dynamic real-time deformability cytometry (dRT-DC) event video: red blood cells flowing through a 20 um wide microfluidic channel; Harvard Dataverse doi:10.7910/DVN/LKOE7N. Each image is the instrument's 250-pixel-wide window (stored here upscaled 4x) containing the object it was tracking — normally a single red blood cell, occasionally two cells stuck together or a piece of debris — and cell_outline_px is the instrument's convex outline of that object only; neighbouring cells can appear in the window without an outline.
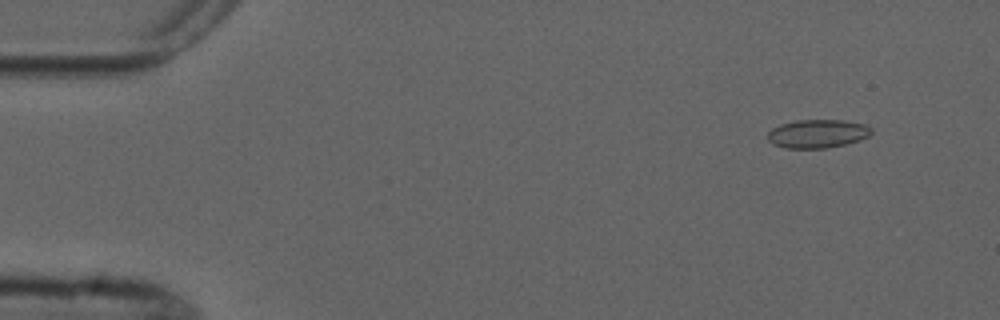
{"species": "common noctule bat (a hibernating species)", "species_latin": "Nyctalus noctula", "temperature_condition": "cold", "stored_images_in_passage": 5, "camera_frame_rate_fps": 3000, "um_per_image_px": 0.085, "animal": {"sex": "male", "forearm_length_mm": 52.5}, "frame": {"image": 1, "passage_image": 2, "time_ms": 1.0, "image_size_px": [1000, 320], "cell_outline_px": [[872, 132], [868, 136], [860, 140], [844, 144], [824, 148], [784, 148], [772, 144], [768, 140], [768, 132], [772, 128], [780, 124], [796, 120], [844, 120], [864, 124], [872, 128]], "centroid_in_image_um": [69.47, 11.36], "position_along_channel_um": 15.5, "area_um2": 17.22}}
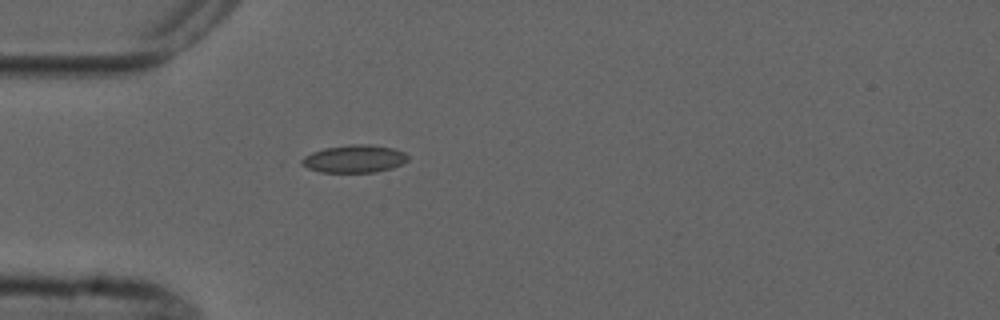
{"frame": {"image": 2, "passage_image": 5, "time_ms": 4.667, "image_size_px": [1000, 320], "cell_outline_px": [[408, 160], [392, 168], [376, 172], [320, 172], [308, 168], [300, 164], [296, 160], [312, 152], [324, 148], [348, 144], [368, 144], [392, 148], [404, 152], [408, 156]], "centroid_in_image_um": [30.06, 13.49], "position_along_channel_um": 54.9, "area_um2": 17.28}}